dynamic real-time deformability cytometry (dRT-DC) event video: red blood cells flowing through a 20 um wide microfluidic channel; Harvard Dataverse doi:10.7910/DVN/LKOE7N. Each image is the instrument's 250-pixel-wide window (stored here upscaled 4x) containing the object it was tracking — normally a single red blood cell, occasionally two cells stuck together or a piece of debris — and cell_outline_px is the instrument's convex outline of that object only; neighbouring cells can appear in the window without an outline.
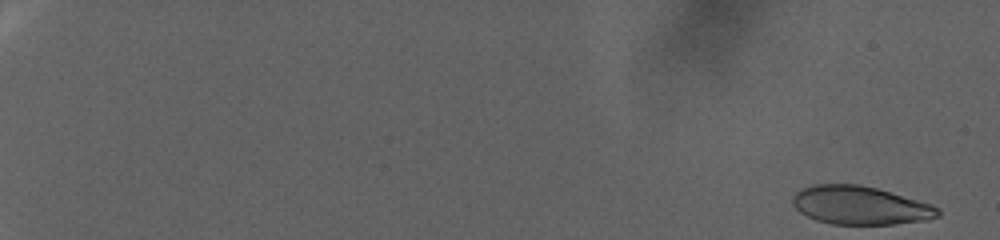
{"species": "human", "species_latin": "Homo sapiens", "temperature_condition": "warm", "stored_images_in_passage": 101, "camera_frame_rate_fps": 3000, "um_per_image_px": 0.085, "donor": {"sex": "female"}, "frame": {"image": 1, "passage_image": 1, "time_ms": 0.0, "image_size_px": [1000, 240], "cell_outline_px": [[940, 216], [928, 220], [892, 224], [832, 224], [816, 220], [800, 212], [792, 204], [792, 196], [800, 188], [812, 184], [860, 184], [876, 188], [932, 204], [940, 208]], "centroid_in_image_um": [73.11, 17.45], "position_along_channel_um": 11.9, "area_um2": 32.66}}
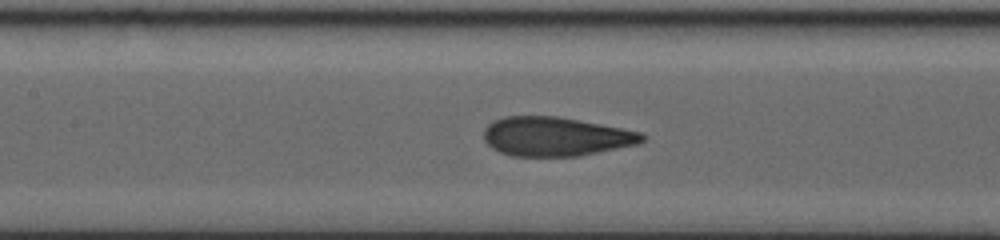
{"frame": {"image": 2, "passage_image": 55, "time_ms": 18.0, "image_size_px": [1000, 240], "cell_outline_px": [[648, 136], [640, 144], [580, 156], [512, 156], [500, 152], [492, 148], [484, 140], [484, 128], [492, 120], [504, 116], [556, 116], [600, 124], [640, 132]], "centroid_in_image_um": [47.23, 11.61], "position_along_channel_um": 160.2, "area_um2": 36.24}}
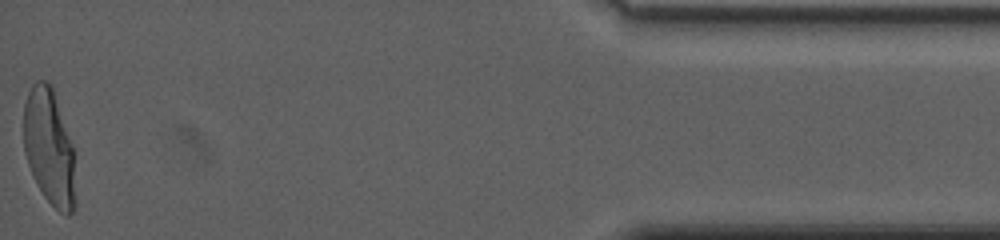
{"frame": {"image": 3, "passage_image": 101, "time_ms": 33.333, "image_size_px": [1000, 240], "cell_outline_px": [[76, 204], [72, 212], [68, 216], [60, 212], [44, 196], [28, 164], [24, 152], [24, 104], [28, 92], [32, 84], [36, 80], [48, 80], [52, 84], [76, 152]], "centroid_in_image_um": [4.24, 12.49], "position_along_channel_um": 431.0, "area_um2": 36.01}, "authors_computed_cell_mechanics": {"area_um2": 35.8938, "velocity_mm_per_s": 2.182, "shape_relaxation_time_tau1_ms": 9.0761, "shape_relaxation_time_tau2_ms": null, "deformation_change_tau1": 0.2499, "deformation_change_tau2": null}}